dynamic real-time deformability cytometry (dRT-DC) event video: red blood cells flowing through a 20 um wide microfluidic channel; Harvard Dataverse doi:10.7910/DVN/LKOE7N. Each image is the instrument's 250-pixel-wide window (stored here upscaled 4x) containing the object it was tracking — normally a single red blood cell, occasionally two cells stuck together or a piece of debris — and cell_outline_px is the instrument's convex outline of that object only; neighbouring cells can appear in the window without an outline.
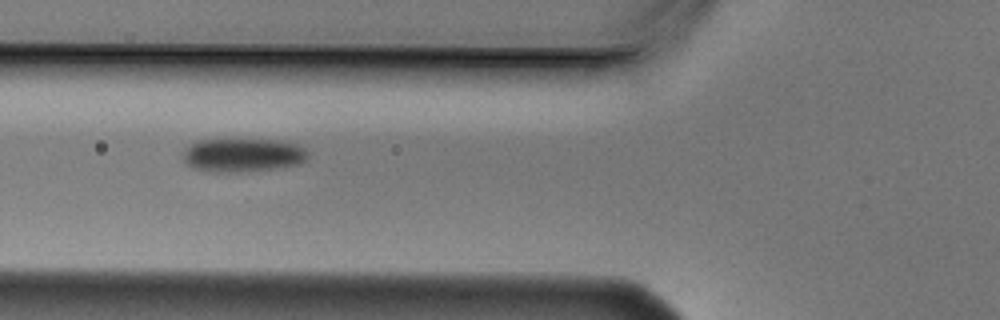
{"species": "Egyptian fruit bat (a non-hibernating species)", "species_latin": "Rousettus aegyptiacus", "temperature_condition": "cold", "stored_images_in_passage": 6, "camera_frame_rate_fps": 3000, "um_per_image_px": 0.085, "animal": {"sex": "male"}, "frame": {"image": 1, "passage_image": 5, "time_ms": 1.333, "image_size_px": [1000, 320], "cell_outline_px": [[308, 156], [300, 164], [284, 168], [240, 172], [216, 172], [192, 168], [184, 160], [184, 148], [200, 140], [280, 140], [296, 144], [304, 148], [308, 152]], "centroid_in_image_um": [20.68, 13.2], "position_along_channel_um": 105.1, "area_um2": 24.51}}
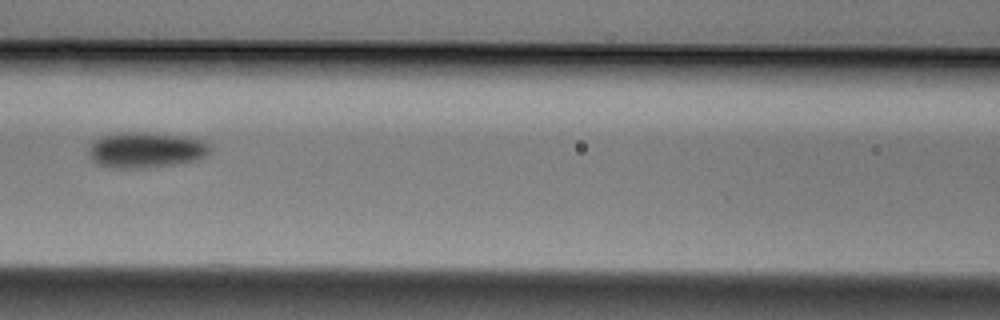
{"frame": {"image": 2, "passage_image": 6, "time_ms": 1.667, "image_size_px": [1000, 320], "cell_outline_px": [[212, 148], [204, 156], [196, 160], [176, 164], [148, 168], [108, 168], [96, 164], [88, 156], [88, 148], [100, 136], [116, 132], [144, 132], [184, 136], [200, 140], [208, 144]], "centroid_in_image_um": [12.34, 12.75], "position_along_channel_um": 154.3, "area_um2": 25.49}}